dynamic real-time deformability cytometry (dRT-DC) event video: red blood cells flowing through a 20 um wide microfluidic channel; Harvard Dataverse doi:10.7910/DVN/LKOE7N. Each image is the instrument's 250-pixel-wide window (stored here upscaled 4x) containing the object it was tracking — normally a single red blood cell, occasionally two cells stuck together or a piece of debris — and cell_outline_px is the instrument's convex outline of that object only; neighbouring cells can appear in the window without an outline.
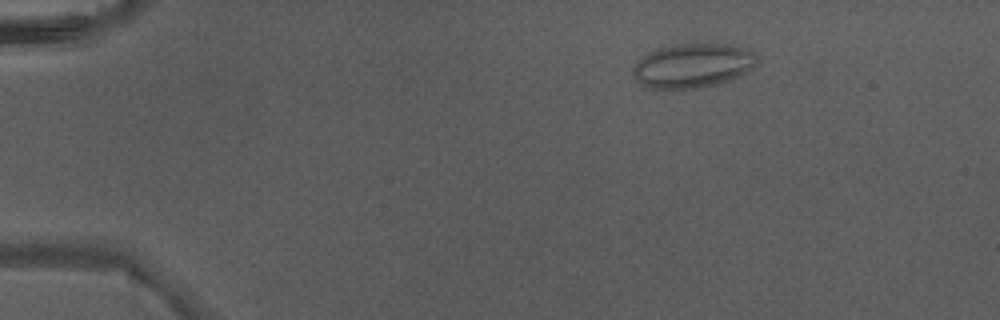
{"species": "Egyptian fruit bat (a non-hibernating species)", "species_latin": "Rousettus aegyptiacus", "temperature_condition": "warm", "stored_images_in_passage": 5, "camera_frame_rate_fps": 3000, "um_per_image_px": 0.085, "animal": {"sex": "male"}, "frame": {"image": 1, "passage_image": 3, "time_ms": 0.667, "image_size_px": [1000, 320], "cell_outline_px": [[756, 64], [752, 68], [740, 76], [732, 80], [700, 88], [648, 88], [640, 84], [632, 76], [632, 68], [648, 52], [660, 48], [680, 44], [724, 44], [756, 52]], "centroid_in_image_um": [58.87, 5.59], "position_along_channel_um": 26.1, "area_um2": 31.73}}